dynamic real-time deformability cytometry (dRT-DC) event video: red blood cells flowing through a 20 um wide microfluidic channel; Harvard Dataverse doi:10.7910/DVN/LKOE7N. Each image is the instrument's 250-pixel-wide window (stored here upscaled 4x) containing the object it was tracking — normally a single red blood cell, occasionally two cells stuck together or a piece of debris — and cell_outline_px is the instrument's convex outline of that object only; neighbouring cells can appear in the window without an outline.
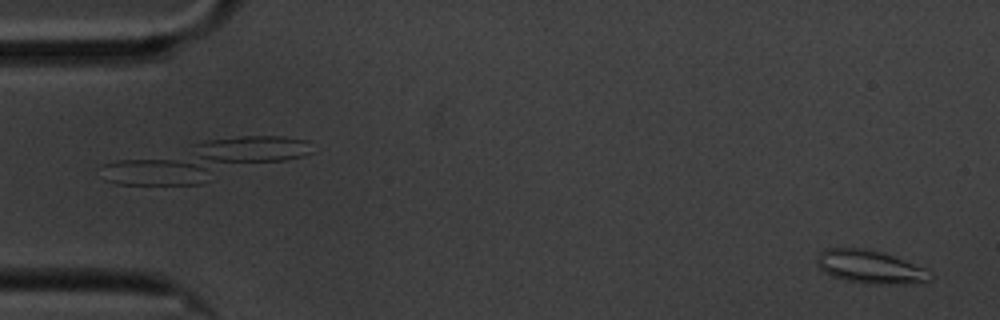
{"species": "common noctule bat (a hibernating species)", "species_latin": "Nyctalus noctula", "temperature_condition": "cold", "stored_images_in_passage": 59, "camera_frame_rate_fps": 3000, "um_per_image_px": 0.085, "animal": {"sex": "male", "body_mass_g": 20.1, "forearm_length_mm": 53.5}, "frame": {"image": 1, "passage_image": 2, "time_ms": 0.333, "image_size_px": [1000, 320], "cell_outline_px": [[932, 280], [904, 284], [868, 284], [844, 280], [832, 276], [824, 272], [816, 264], [816, 260], [820, 252], [828, 248], [860, 248], [884, 252], [928, 268], [932, 272]], "centroid_in_image_um": [74.01, 22.69], "position_along_channel_um": 11.0, "area_um2": 22.25}}
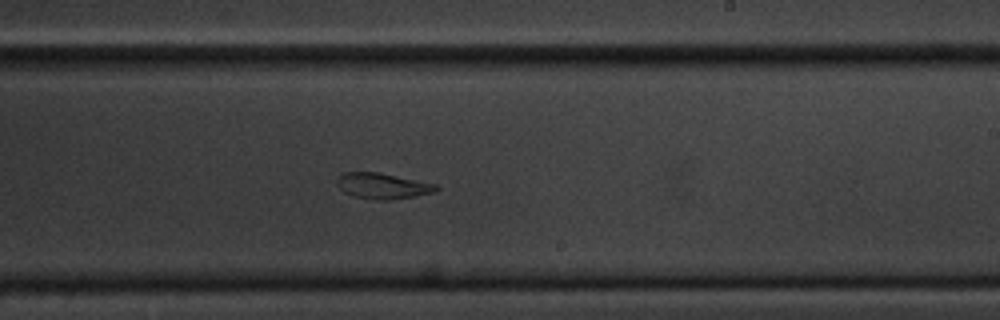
{"frame": {"image": 2, "passage_image": 35, "time_ms": 11.333, "image_size_px": [1000, 320], "cell_outline_px": [[440, 188], [436, 192], [416, 196], [392, 200], [376, 200], [352, 196], [344, 192], [336, 184], [336, 180], [344, 172], [376, 172], [436, 184]], "centroid_in_image_um": [32.53, 15.82], "position_along_channel_um": 256.5, "area_um2": 14.91}}
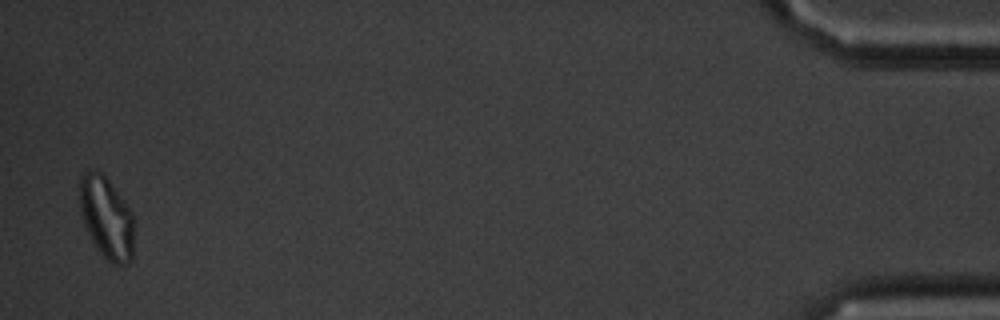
{"frame": {"image": 3, "passage_image": 58, "time_ms": 19.0, "image_size_px": [1000, 320], "cell_outline_px": [[132, 260], [128, 264], [112, 264], [96, 248], [88, 236], [80, 212], [80, 176], [88, 172], [100, 172], [108, 180], [132, 212]], "centroid_in_image_um": [9.03, 18.55], "position_along_channel_um": 426.2, "area_um2": 25.49}, "authors_computed_cell_mechanics": {"area_um2": 17.8024, "velocity_mm_per_s": 3.345, "shape_relaxation_time_tau1_ms": 9.765, "shape_relaxation_time_tau2_ms": 3.26, "deformation_change_tau1": 0.2254, "deformation_change_tau2": 0.1104}}